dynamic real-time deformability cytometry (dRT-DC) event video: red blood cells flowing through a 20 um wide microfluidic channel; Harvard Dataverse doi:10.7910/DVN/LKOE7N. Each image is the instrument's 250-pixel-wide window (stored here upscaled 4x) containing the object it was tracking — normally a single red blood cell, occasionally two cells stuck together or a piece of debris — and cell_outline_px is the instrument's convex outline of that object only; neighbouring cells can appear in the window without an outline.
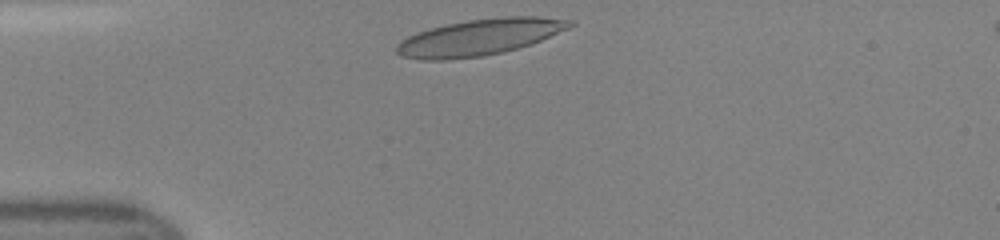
{"species": "human", "species_latin": "Homo sapiens", "temperature_condition": "room temperature", "stored_images_in_passage": 36, "camera_frame_rate_fps": 3000, "um_per_image_px": 0.085, "donor": {"sex": "female"}, "frame": {"image": 1, "passage_image": 1, "time_ms": 0.0, "image_size_px": [1000, 240], "cell_outline_px": [[576, 24], [568, 28], [540, 40], [504, 52], [484, 56], [448, 60], [420, 60], [400, 56], [396, 52], [396, 44], [400, 40], [416, 32], [448, 24], [468, 20], [504, 16], [536, 16], [576, 20]], "centroid_in_image_um": [40.73, 3.16], "position_along_channel_um": 44.3, "area_um2": 36.7}}
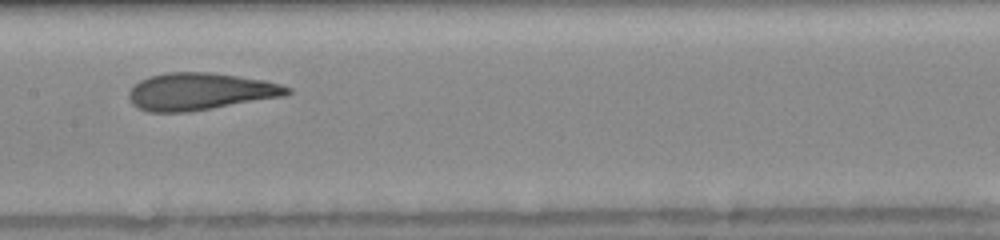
{"frame": {"image": 2, "passage_image": 13, "time_ms": 4.0, "image_size_px": [1000, 240], "cell_outline_px": [[292, 92], [284, 96], [188, 112], [148, 112], [132, 104], [128, 96], [128, 92], [140, 80], [148, 76], [164, 72], [208, 72], [264, 80], [280, 84], [292, 88]], "centroid_in_image_um": [16.99, 7.77], "position_along_channel_um": 190.4, "area_um2": 34.22}}
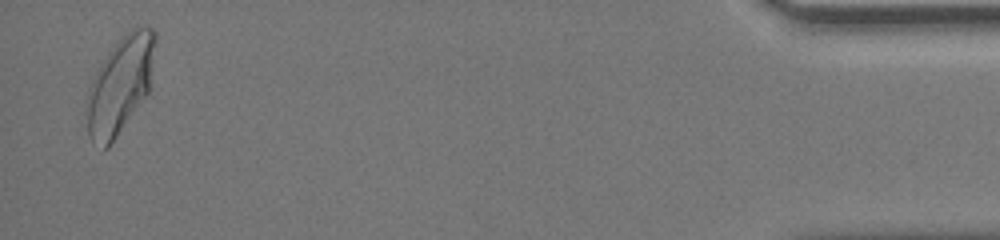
{"frame": {"image": 3, "passage_image": 35, "time_ms": 11.333, "image_size_px": [1000, 240], "cell_outline_px": [[156, 40], [148, 92], [108, 148], [104, 148], [92, 140], [88, 136], [84, 104], [88, 88], [100, 64], [108, 52], [124, 32], [132, 28], [144, 24], [152, 28], [156, 32]], "centroid_in_image_um": [10.18, 7.18], "position_along_channel_um": 425.0, "area_um2": 38.78}}